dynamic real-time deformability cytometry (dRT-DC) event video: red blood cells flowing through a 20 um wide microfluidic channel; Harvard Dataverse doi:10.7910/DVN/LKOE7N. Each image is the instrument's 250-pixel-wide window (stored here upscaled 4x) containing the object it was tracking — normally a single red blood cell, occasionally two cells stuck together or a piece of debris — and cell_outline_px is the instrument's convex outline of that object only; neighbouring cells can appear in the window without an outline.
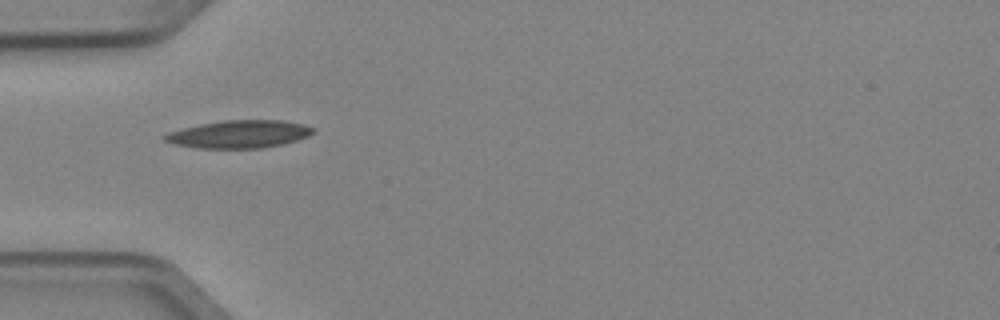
{"species": "Egyptian fruit bat (a non-hibernating species)", "species_latin": "Rousettus aegyptiacus", "temperature_condition": "cold", "stored_images_in_passage": 2, "camera_frame_rate_fps": 3000, "um_per_image_px": 0.085, "animal": {"sex": "female"}, "frame": {"image": 1, "passage_image": 1, "time_ms": 0.0, "image_size_px": [1000, 320], "cell_outline_px": [[316, 128], [308, 136], [296, 140], [280, 144], [260, 148], [200, 148], [176, 144], [164, 140], [160, 136], [168, 132], [200, 124], [224, 120], [284, 120], [304, 124]], "centroid_in_image_um": [20.33, 11.39], "position_along_channel_um": 64.7, "area_um2": 23.81}}
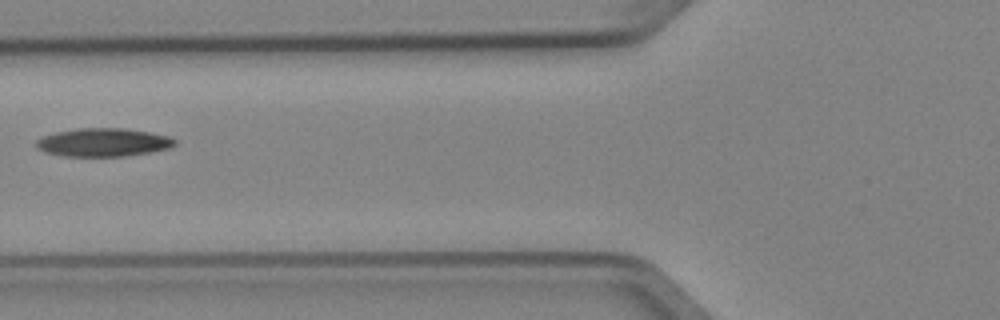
{"frame": {"image": 2, "passage_image": 2, "time_ms": 0.333, "image_size_px": [1000, 320], "cell_outline_px": [[176, 144], [168, 148], [152, 152], [124, 156], [64, 156], [44, 152], [36, 148], [36, 140], [44, 136], [56, 132], [80, 128], [124, 128], [148, 132], [168, 136], [176, 140]], "centroid_in_image_um": [8.76, 12.1], "position_along_channel_um": 117.0, "area_um2": 22.77}}